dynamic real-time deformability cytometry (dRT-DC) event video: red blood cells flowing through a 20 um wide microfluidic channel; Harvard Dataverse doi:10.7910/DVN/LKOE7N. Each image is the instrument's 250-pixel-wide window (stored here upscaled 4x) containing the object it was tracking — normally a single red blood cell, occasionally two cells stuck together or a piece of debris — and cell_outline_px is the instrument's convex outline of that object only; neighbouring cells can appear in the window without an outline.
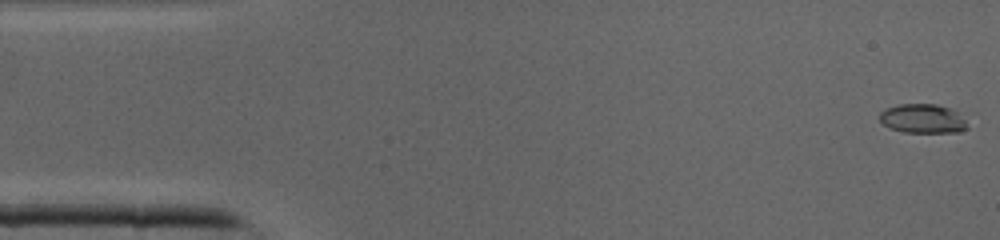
{"species": "common noctule bat (a hibernating species)", "species_latin": "Nyctalus noctula", "temperature_condition": "cold", "stored_images_in_passage": 41, "camera_frame_rate_fps": 3000, "um_per_image_px": 0.085, "animal": {"sex": "male", "body_mass_g": 19.0, "forearm_length_mm": 50.8}, "frame": {"image": 1, "passage_image": 1, "time_ms": 0.0, "image_size_px": [1000, 240], "cell_outline_px": [[968, 128], [960, 132], [904, 132], [892, 128], [884, 124], [880, 120], [880, 112], [888, 108], [900, 104], [936, 104], [948, 108], [956, 112], [964, 120]], "centroid_in_image_um": [78.43, 10.09], "position_along_channel_um": 6.6, "area_um2": 14.57}}
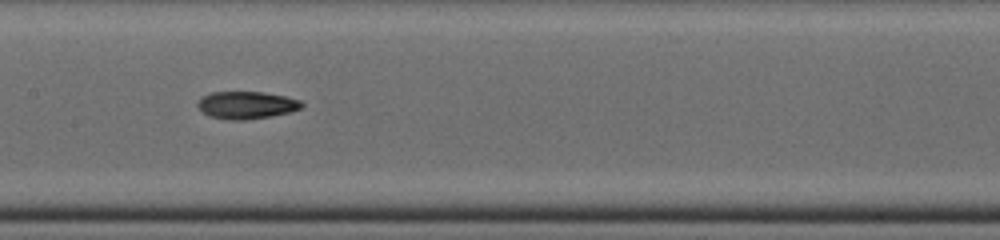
{"frame": {"image": 2, "passage_image": 20, "time_ms": 6.333, "image_size_px": [1000, 240], "cell_outline_px": [[304, 104], [300, 108], [288, 112], [268, 116], [244, 120], [228, 120], [212, 116], [204, 112], [196, 104], [204, 96], [212, 92], [264, 92], [284, 96], [300, 100]], "centroid_in_image_um": [20.96, 8.92], "position_along_channel_um": 186.4, "area_um2": 16.24}}
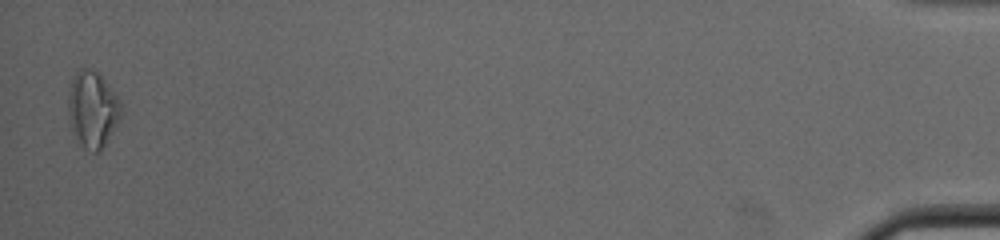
{"frame": {"image": 3, "passage_image": 41, "time_ms": 13.333, "image_size_px": [1000, 240], "cell_outline_px": [[124, 112], [108, 140], [100, 152], [92, 152], [84, 148], [72, 132], [68, 116], [68, 88], [76, 72], [80, 68], [88, 68], [96, 72], [108, 84], [120, 100], [124, 108]], "centroid_in_image_um": [7.88, 9.31], "position_along_channel_um": 427.3, "area_um2": 23.81}}